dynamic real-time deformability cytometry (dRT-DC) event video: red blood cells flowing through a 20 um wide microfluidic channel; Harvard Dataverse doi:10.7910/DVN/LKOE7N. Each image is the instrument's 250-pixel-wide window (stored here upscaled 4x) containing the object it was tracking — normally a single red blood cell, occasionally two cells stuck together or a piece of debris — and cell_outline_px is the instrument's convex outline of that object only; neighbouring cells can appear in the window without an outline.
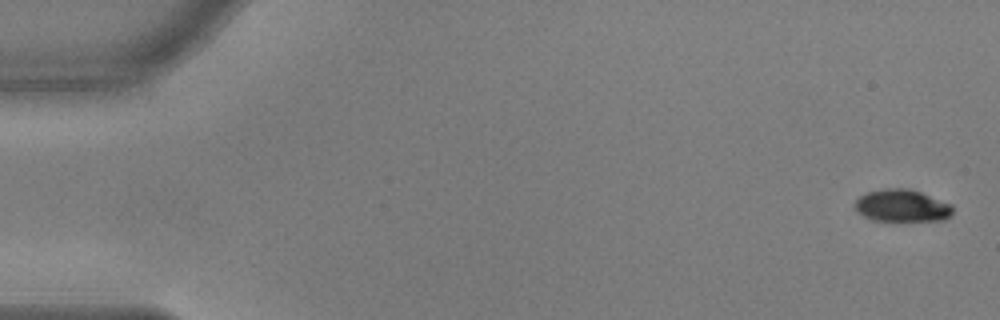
{"species": "common noctule bat (a hibernating species)", "species_latin": "Nyctalus noctula", "temperature_condition": "warm", "stored_images_in_passage": 35, "camera_frame_rate_fps": 3000, "um_per_image_px": 0.085, "animal": {"sex": "male", "body_mass_g": 17.9, "forearm_length_mm": 54.2}, "frame": {"image": 1, "passage_image": 1, "time_ms": 0.0, "image_size_px": [1000, 320], "cell_outline_px": [[952, 212], [944, 220], [872, 220], [856, 212], [856, 200], [860, 196], [868, 192], [884, 188], [908, 188], [920, 192], [952, 204]], "centroid_in_image_um": [76.65, 17.47], "position_along_channel_um": 8.3, "area_um2": 18.15}}
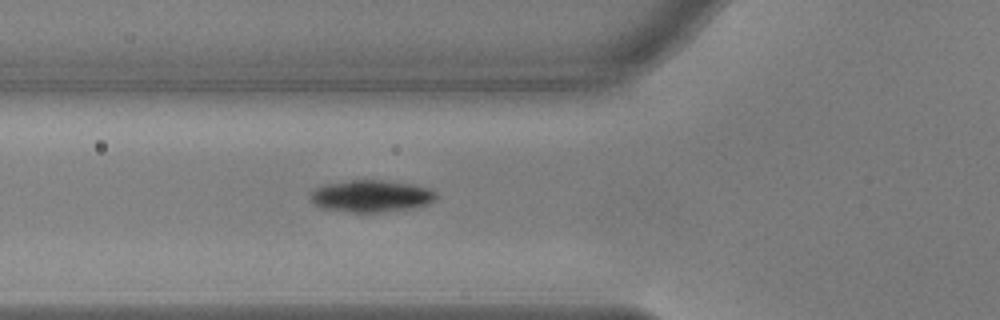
{"frame": {"image": 2, "passage_image": 20, "time_ms": 6.333, "image_size_px": [1000, 320], "cell_outline_px": [[436, 200], [428, 204], [412, 208], [380, 212], [348, 212], [320, 208], [312, 204], [308, 200], [308, 196], [320, 184], [348, 180], [384, 180], [412, 184], [432, 188], [436, 192]], "centroid_in_image_um": [31.5, 16.66], "position_along_channel_um": 94.3, "area_um2": 23.99}}
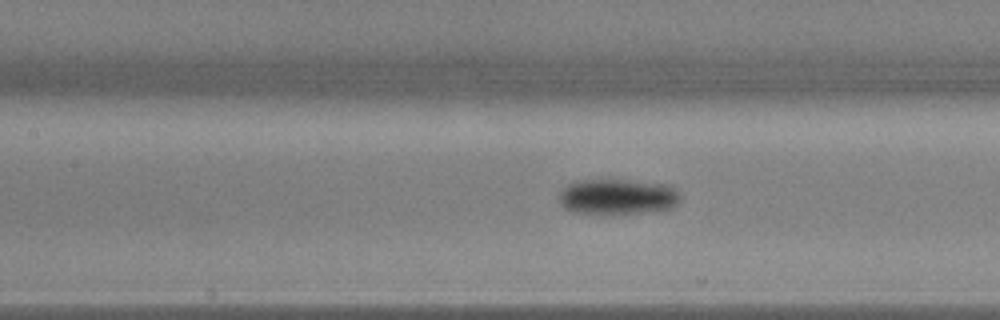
{"frame": {"image": 3, "passage_image": 25, "time_ms": 8.0, "image_size_px": [1000, 320], "cell_outline_px": [[680, 200], [672, 208], [664, 212], [612, 216], [604, 216], [572, 212], [564, 208], [560, 204], [560, 192], [568, 184], [576, 180], [608, 176], [672, 184], [680, 192]], "centroid_in_image_um": [52.55, 16.71], "position_along_channel_um": 154.8, "area_um2": 27.74}}